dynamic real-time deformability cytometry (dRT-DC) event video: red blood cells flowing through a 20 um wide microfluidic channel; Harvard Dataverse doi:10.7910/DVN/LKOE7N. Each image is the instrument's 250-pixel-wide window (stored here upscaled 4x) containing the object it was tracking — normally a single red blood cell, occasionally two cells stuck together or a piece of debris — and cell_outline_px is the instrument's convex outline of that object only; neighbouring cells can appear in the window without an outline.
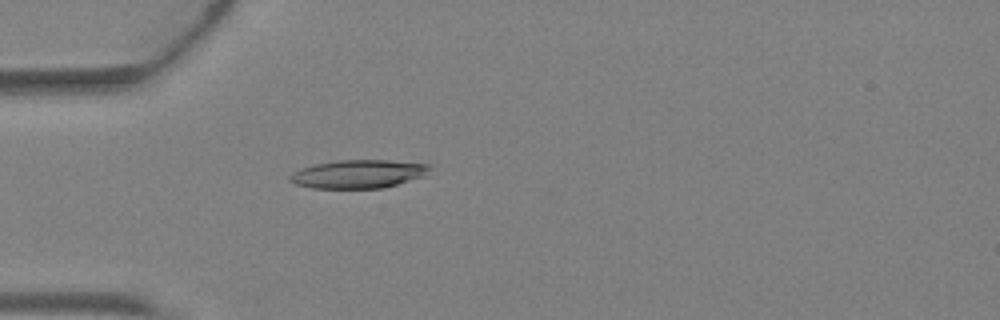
{"species": "Egyptian fruit bat (a non-hibernating species)", "species_latin": "Rousettus aegyptiacus", "temperature_condition": "warm", "stored_images_in_passage": 3, "camera_frame_rate_fps": 3000, "um_per_image_px": 0.085, "animal": {"sex": "female"}, "frame": {"image": 1, "passage_image": 3, "time_ms": 0.667, "image_size_px": [1000, 320], "cell_outline_px": [[428, 168], [424, 176], [384, 188], [312, 188], [296, 184], [288, 180], [288, 176], [292, 172], [300, 168], [316, 164], [336, 160], [388, 160], [428, 164]], "centroid_in_image_um": [30.39, 14.79], "position_along_channel_um": 54.6, "area_um2": 23.0}}